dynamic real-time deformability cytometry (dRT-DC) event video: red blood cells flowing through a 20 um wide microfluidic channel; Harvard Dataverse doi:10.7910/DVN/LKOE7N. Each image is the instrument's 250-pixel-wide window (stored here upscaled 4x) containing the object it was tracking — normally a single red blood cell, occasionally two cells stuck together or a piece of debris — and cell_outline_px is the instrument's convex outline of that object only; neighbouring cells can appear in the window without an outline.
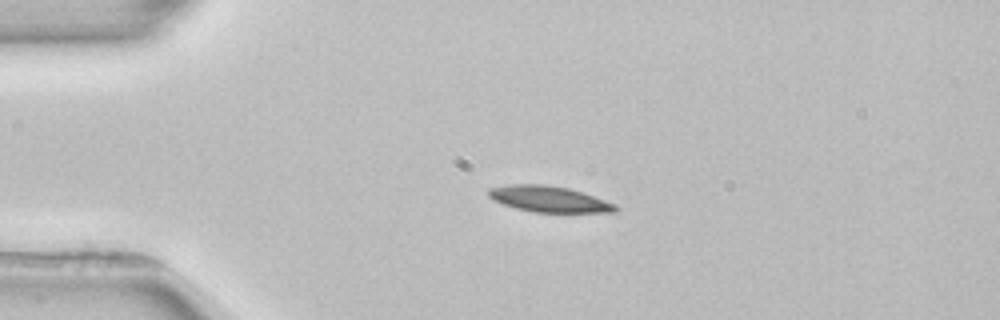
{"species": "common noctule bat (a hibernating species)", "species_latin": "Nyctalus noctula", "temperature_condition": "room temperature", "stored_images_in_passage": 4, "camera_frame_rate_fps": 3000, "um_per_image_px": 0.085, "animal": {"sex": "female", "body_mass_g": 22.7, "forearm_length_mm": 54.2}, "frame": {"image": 1, "passage_image": 2, "time_ms": 1.667, "image_size_px": [1000, 320], "cell_outline_px": [[620, 208], [616, 212], [532, 212], [516, 208], [504, 204], [488, 196], [488, 188], [508, 184], [544, 184], [568, 188], [616, 204]], "centroid_in_image_um": [46.66, 16.92], "position_along_channel_um": 38.3, "area_um2": 19.07}}